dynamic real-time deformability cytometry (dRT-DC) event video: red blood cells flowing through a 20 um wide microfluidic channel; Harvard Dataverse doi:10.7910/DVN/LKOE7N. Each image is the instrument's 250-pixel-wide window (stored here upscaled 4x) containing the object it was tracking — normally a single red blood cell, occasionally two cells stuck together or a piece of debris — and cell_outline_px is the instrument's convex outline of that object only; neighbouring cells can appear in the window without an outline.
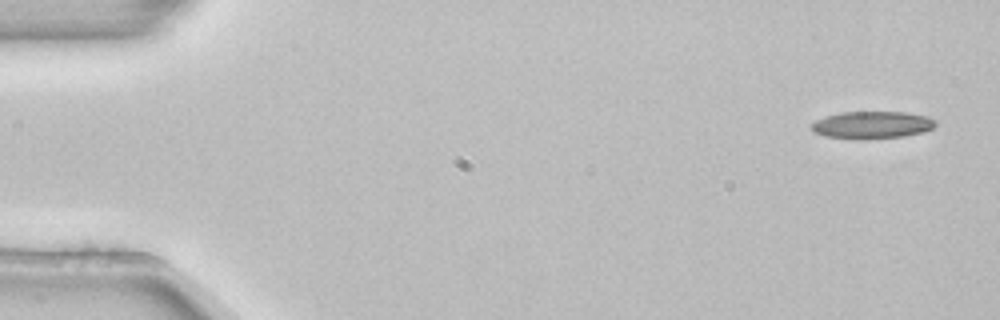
{"species": "common noctule bat (a hibernating species)", "species_latin": "Nyctalus noctula", "temperature_condition": "room temperature", "stored_images_in_passage": 5, "camera_frame_rate_fps": 3000, "um_per_image_px": 0.085, "animal": {"sex": "female", "body_mass_g": 22.7, "forearm_length_mm": 54.2}, "frame": {"image": 1, "passage_image": 1, "time_ms": 0.0, "image_size_px": [1000, 320], "cell_outline_px": [[936, 124], [932, 128], [924, 132], [904, 136], [860, 140], [824, 136], [812, 132], [812, 124], [816, 120], [824, 116], [840, 112], [904, 112], [928, 116], [936, 120]], "centroid_in_image_um": [74.11, 10.62], "position_along_channel_um": 10.9, "area_um2": 20.0}}